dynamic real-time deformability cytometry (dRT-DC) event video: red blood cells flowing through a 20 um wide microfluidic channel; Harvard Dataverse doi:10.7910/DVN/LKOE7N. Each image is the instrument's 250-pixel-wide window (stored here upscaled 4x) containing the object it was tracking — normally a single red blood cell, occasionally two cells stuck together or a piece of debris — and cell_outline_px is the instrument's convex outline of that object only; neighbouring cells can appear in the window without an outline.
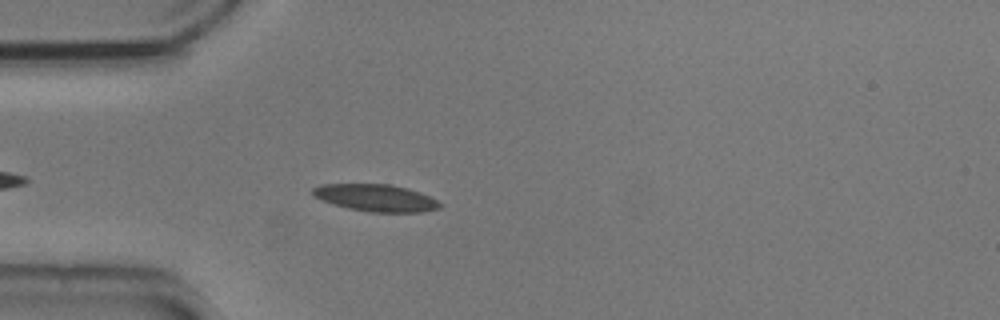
{"species": "common noctule bat (a hibernating species)", "species_latin": "Nyctalus noctula", "temperature_condition": "cold", "stored_images_in_passage": 36, "camera_frame_rate_fps": 3000, "um_per_image_px": 0.085, "animal": {"sex": "male", "body_mass_g": 20.5, "forearm_length_mm": 52.5}, "frame": {"image": 1, "passage_image": 6, "time_ms": 1.667, "image_size_px": [1000, 320], "cell_outline_px": [[444, 204], [440, 208], [424, 212], [368, 212], [348, 208], [332, 204], [320, 200], [312, 196], [312, 188], [320, 184], [388, 184], [408, 188], [428, 196]], "centroid_in_image_um": [31.92, 16.82], "position_along_channel_um": 53.1, "area_um2": 20.23}}
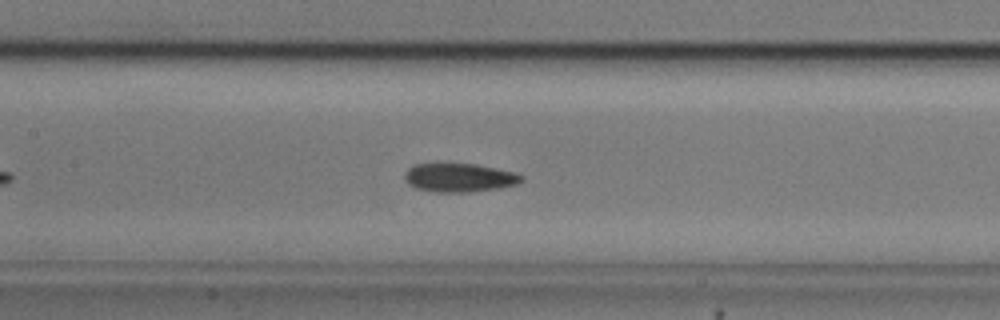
{"frame": {"image": 2, "passage_image": 16, "time_ms": 5.0, "image_size_px": [1000, 320], "cell_outline_px": [[524, 180], [516, 184], [496, 188], [468, 192], [436, 192], [416, 188], [408, 184], [404, 176], [404, 172], [412, 164], [436, 160], [476, 164], [516, 172], [524, 176]], "centroid_in_image_um": [38.97, 15.03], "position_along_channel_um": 168.4, "area_um2": 20.4}}
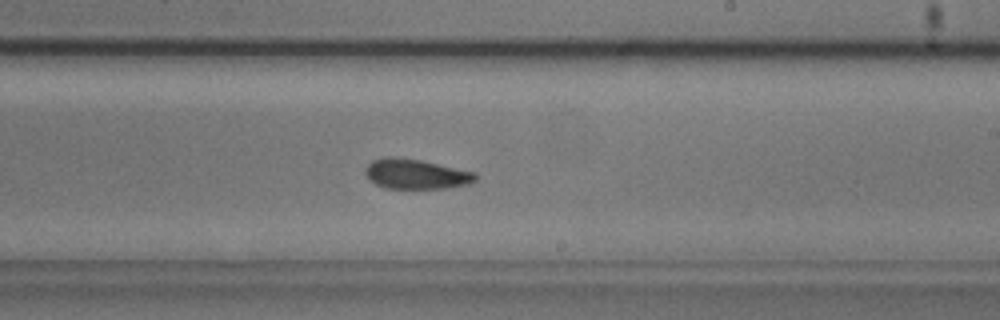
{"frame": {"image": 3, "passage_image": 23, "time_ms": 7.333, "image_size_px": [1000, 320], "cell_outline_px": [[476, 180], [468, 184], [444, 188], [384, 188], [368, 180], [364, 172], [364, 168], [372, 160], [384, 156], [392, 156], [420, 160], [476, 172]], "centroid_in_image_um": [35.3, 14.78], "position_along_channel_um": 253.7, "area_um2": 19.31}, "authors_computed_cell_mechanics": {"area_um2": 19.8832, "velocity_mm_per_s": 3.6688, "shape_relaxation_time_tau1_ms": 5.1115, "shape_relaxation_time_tau2_ms": 2.809, "deformation_change_tau1": 0.1156, "deformation_change_tau2": 0.0802}}